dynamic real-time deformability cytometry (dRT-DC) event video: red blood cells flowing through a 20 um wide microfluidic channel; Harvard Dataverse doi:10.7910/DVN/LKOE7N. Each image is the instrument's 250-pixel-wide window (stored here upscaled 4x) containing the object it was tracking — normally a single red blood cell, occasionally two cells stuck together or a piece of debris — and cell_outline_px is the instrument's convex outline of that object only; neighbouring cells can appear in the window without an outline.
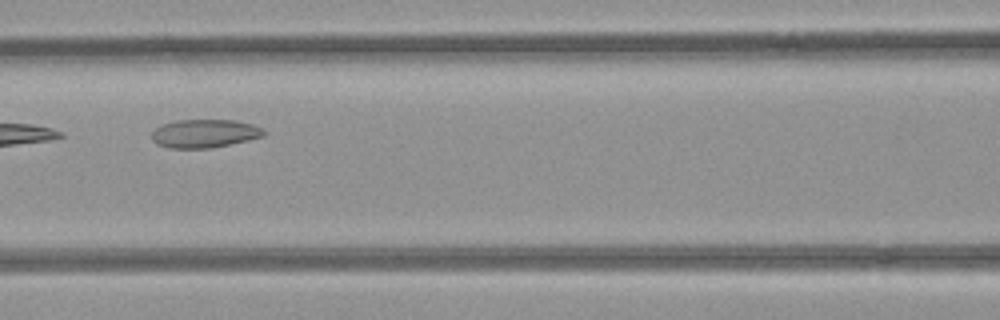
{"species": "common noctule bat (a hibernating species)", "species_latin": "Nyctalus noctula", "temperature_condition": "room temperature", "stored_images_in_passage": 7, "camera_frame_rate_fps": 3000, "um_per_image_px": 0.085, "animal": {"sex": "female", "body_mass_g": 21.9}, "frame": {"image": 1, "passage_image": 3, "time_ms": 0.667, "image_size_px": [1000, 320], "cell_outline_px": [[264, 136], [248, 140], [208, 148], [172, 148], [156, 144], [152, 140], [152, 132], [156, 128], [164, 124], [176, 120], [236, 120], [252, 124], [264, 128]], "centroid_in_image_um": [17.39, 11.34], "position_along_channel_um": 149.2, "area_um2": 18.38}}
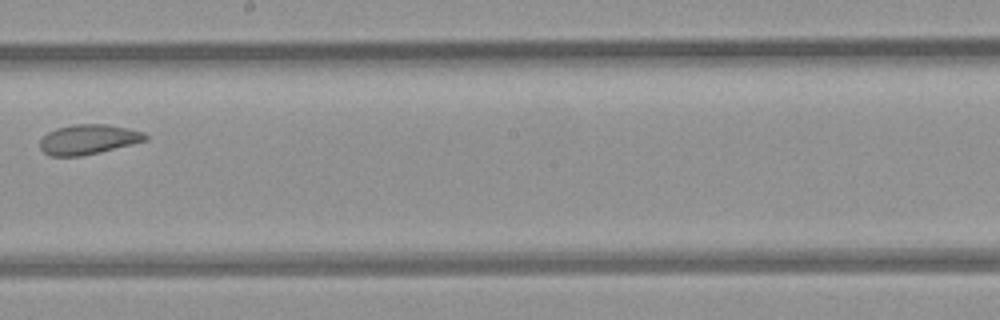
{"frame": {"image": 2, "passage_image": 5, "time_ms": 1.333, "image_size_px": [1000, 320], "cell_outline_px": [[148, 140], [100, 152], [80, 156], [52, 156], [44, 152], [40, 148], [40, 140], [48, 132], [56, 128], [72, 124], [108, 124], [128, 128], [144, 132], [148, 136]], "centroid_in_image_um": [7.52, 11.84], "position_along_channel_um": 240.7, "area_um2": 18.38}}
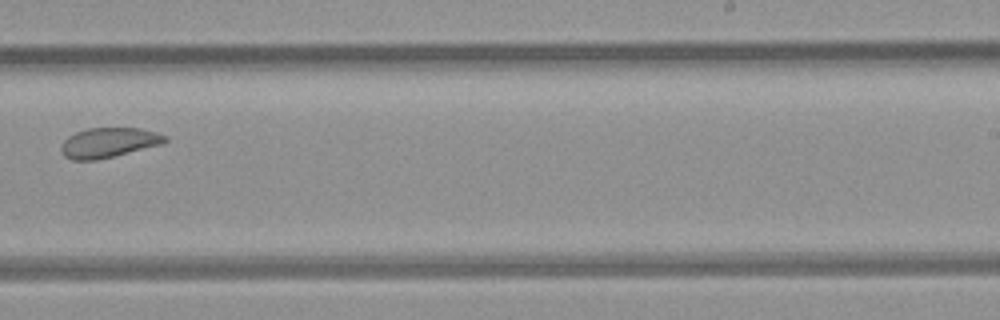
{"frame": {"image": 3, "passage_image": 6, "time_ms": 1.667, "image_size_px": [1000, 320], "cell_outline_px": [[168, 140], [164, 144], [96, 160], [72, 160], [64, 156], [60, 148], [60, 144], [68, 136], [76, 132], [88, 128], [140, 128], [156, 132], [168, 136]], "centroid_in_image_um": [9.25, 12.12], "position_along_channel_um": 279.8, "area_um2": 18.21}}